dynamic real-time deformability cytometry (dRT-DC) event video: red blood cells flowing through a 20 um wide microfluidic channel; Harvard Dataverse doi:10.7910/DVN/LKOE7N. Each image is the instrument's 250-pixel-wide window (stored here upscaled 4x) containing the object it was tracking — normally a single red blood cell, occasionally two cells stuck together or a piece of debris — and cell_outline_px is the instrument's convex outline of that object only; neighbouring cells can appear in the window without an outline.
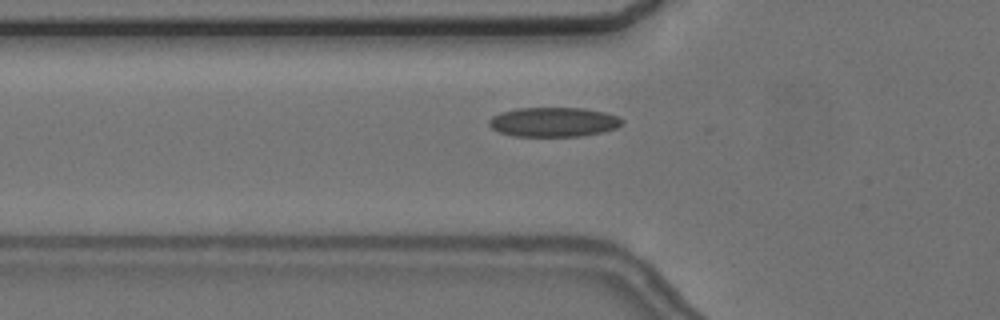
{"species": "common noctule bat (a hibernating species)", "species_latin": "Nyctalus noctula", "temperature_condition": "cold", "stored_images_in_passage": 45, "camera_frame_rate_fps": 3000, "um_per_image_px": 0.085, "animal": {"sex": "female", "body_mass_g": 24.6, "forearm_length_mm": 56.2}, "frame": {"image": 1, "passage_image": 8, "time_ms": 2.333, "image_size_px": [1000, 320], "cell_outline_px": [[624, 124], [616, 128], [604, 132], [584, 136], [512, 136], [500, 132], [492, 128], [488, 124], [488, 120], [492, 116], [500, 112], [516, 108], [584, 108], [604, 112], [616, 116], [624, 120]], "centroid_in_image_um": [47.06, 10.37], "position_along_channel_um": 78.7, "area_um2": 23.06}}
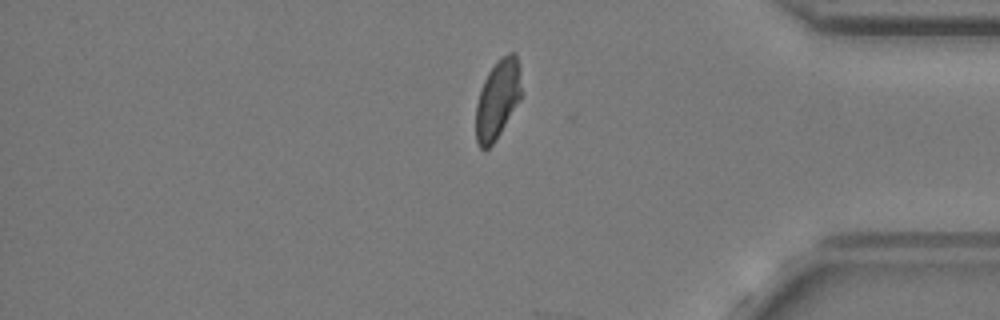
{"frame": {"image": 2, "passage_image": 36, "time_ms": 11.667, "image_size_px": [1000, 320], "cell_outline_px": [[524, 92], [520, 100], [496, 140], [484, 152], [480, 148], [476, 140], [476, 104], [484, 80], [488, 72], [496, 60], [500, 56], [508, 52], [516, 52]], "centroid_in_image_um": [42.32, 8.41], "position_along_channel_um": 392.9, "area_um2": 21.44}}
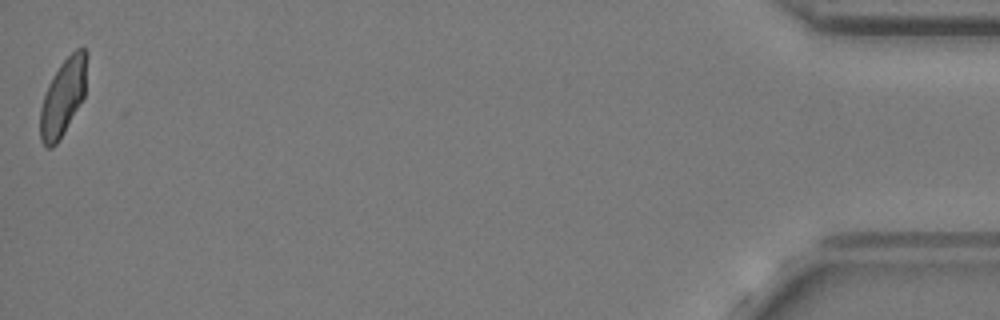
{"frame": {"image": 3, "passage_image": 45, "time_ms": 14.667, "image_size_px": [1000, 320], "cell_outline_px": [[88, 56], [84, 96], [60, 140], [52, 148], [48, 148], [40, 140], [40, 108], [48, 84], [52, 76], [60, 64], [76, 48], [84, 44], [88, 52]], "centroid_in_image_um": [5.38, 8.21], "position_along_channel_um": 429.8, "area_um2": 21.15}, "authors_computed_cell_mechanics": {"area_um2": 21.7328, "velocity_mm_per_s": 3.6161, "shape_relaxation_time_tau1_ms": 5.3149, "shape_relaxation_time_tau2_ms": 1.6542, "deformation_change_tau1": 0.1215, "deformation_change_tau2": 0.0821}}